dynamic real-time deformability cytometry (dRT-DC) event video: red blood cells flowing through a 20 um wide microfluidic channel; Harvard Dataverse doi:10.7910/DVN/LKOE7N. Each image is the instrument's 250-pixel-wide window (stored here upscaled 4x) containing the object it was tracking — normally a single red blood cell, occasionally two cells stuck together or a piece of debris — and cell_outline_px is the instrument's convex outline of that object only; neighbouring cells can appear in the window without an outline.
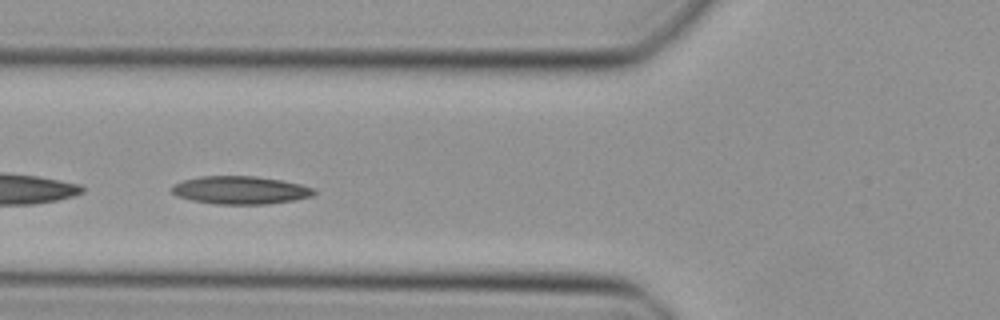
{"species": "Egyptian fruit bat (a non-hibernating species)", "species_latin": "Rousettus aegyptiacus", "temperature_condition": "cold", "stored_images_in_passage": 42, "camera_frame_rate_fps": 3000, "um_per_image_px": 0.085, "animal": {"sex": "female"}, "frame": {"image": 1, "passage_image": 11, "time_ms": 3.333, "image_size_px": [1000, 320], "cell_outline_px": [[316, 192], [312, 196], [292, 200], [268, 204], [216, 204], [192, 200], [176, 196], [172, 192], [172, 184], [184, 180], [200, 176], [256, 176], [280, 180], [300, 184], [316, 188]], "centroid_in_image_um": [20.43, 16.16], "position_along_channel_um": 105.4, "area_um2": 23.18}}
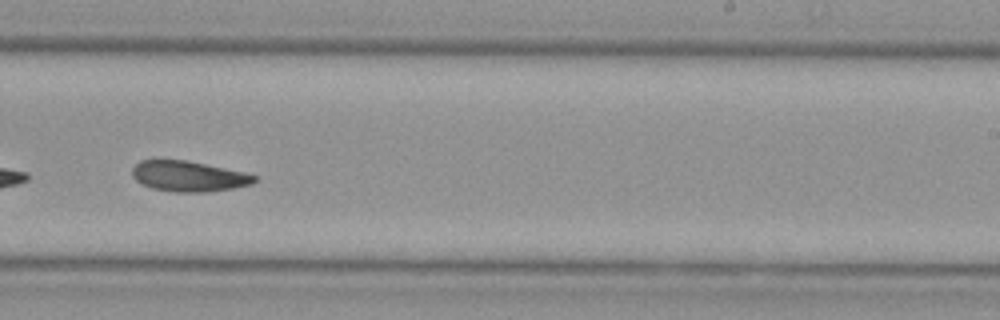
{"frame": {"image": 2, "passage_image": 23, "time_ms": 7.333, "image_size_px": [1000, 320], "cell_outline_px": [[256, 180], [252, 184], [232, 188], [208, 192], [172, 192], [152, 188], [136, 180], [132, 176], [132, 168], [140, 160], [188, 160], [244, 172], [256, 176]], "centroid_in_image_um": [16.02, 14.98], "position_along_channel_um": 273.0, "area_um2": 21.68}}
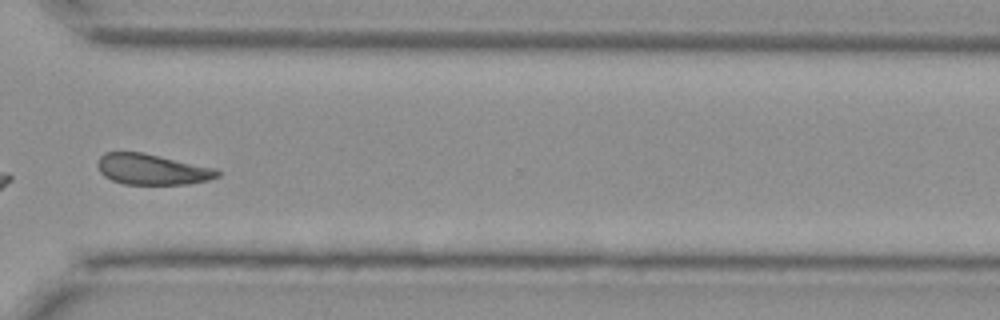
{"frame": {"image": 3, "passage_image": 29, "time_ms": 9.333, "image_size_px": [1000, 320], "cell_outline_px": [[220, 176], [208, 180], [188, 184], [124, 184], [112, 180], [104, 176], [100, 172], [96, 164], [100, 156], [104, 152], [140, 152], [216, 168], [220, 172]], "centroid_in_image_um": [12.91, 14.4], "position_along_channel_um": 357.7, "area_um2": 21.39}}